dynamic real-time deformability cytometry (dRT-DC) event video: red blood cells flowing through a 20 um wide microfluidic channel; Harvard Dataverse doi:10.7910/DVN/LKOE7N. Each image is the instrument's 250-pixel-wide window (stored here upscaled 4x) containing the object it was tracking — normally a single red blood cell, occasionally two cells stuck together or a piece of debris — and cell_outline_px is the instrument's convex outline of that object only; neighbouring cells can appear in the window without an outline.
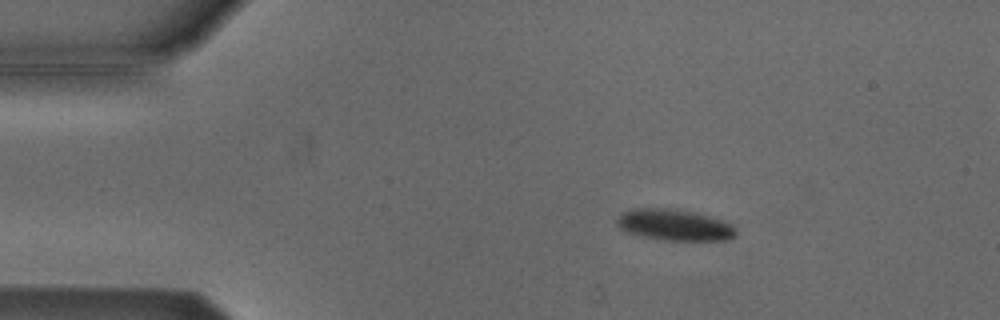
{"species": "Egyptian fruit bat (a non-hibernating species)", "species_latin": "Rousettus aegyptiacus", "temperature_condition": "cold", "stored_images_in_passage": 4, "camera_frame_rate_fps": 3000, "um_per_image_px": 0.085, "animal": {"sex": "male"}, "frame": {"image": 1, "passage_image": 2, "time_ms": 0.333, "image_size_px": [1000, 320], "cell_outline_px": [[736, 236], [728, 240], [664, 240], [640, 236], [628, 232], [620, 228], [616, 224], [616, 216], [620, 212], [632, 208], [676, 208], [696, 212], [732, 224], [736, 228]], "centroid_in_image_um": [57.29, 19.1], "position_along_channel_um": 27.7, "area_um2": 22.02}}